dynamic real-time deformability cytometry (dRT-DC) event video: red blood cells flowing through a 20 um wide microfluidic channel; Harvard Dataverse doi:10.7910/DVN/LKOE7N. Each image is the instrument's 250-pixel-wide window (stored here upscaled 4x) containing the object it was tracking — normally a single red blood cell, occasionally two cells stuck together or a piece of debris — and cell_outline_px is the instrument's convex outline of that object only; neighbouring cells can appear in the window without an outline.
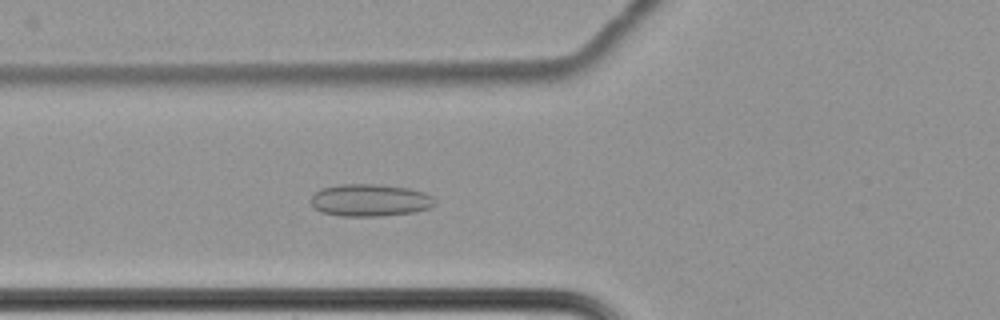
{"species": "common noctule bat (a hibernating species)", "species_latin": "Nyctalus noctula", "temperature_condition": "cold", "stored_images_in_passage": 63, "camera_frame_rate_fps": 3000, "um_per_image_px": 0.085, "animal": {"sex": "female", "body_mass_g": 22.7, "forearm_length_mm": 54.2}, "frame": {"image": 1, "passage_image": 26, "time_ms": 8.333, "image_size_px": [1000, 320], "cell_outline_px": [[436, 204], [432, 208], [412, 212], [380, 216], [340, 216], [320, 212], [312, 208], [312, 196], [320, 188], [340, 184], [380, 184], [408, 188], [424, 192], [432, 196], [436, 200]], "centroid_in_image_um": [31.45, 17.02], "position_along_channel_um": 94.3, "area_um2": 23.58}}
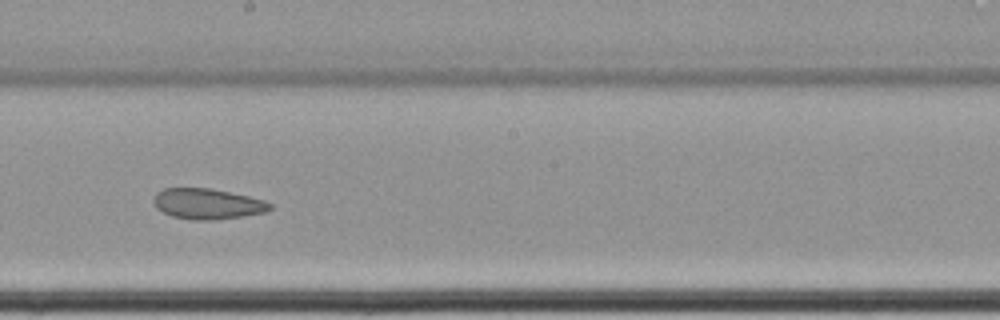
{"frame": {"image": 2, "passage_image": 38, "time_ms": 12.333, "image_size_px": [1000, 320], "cell_outline_px": [[272, 208], [264, 212], [240, 216], [212, 220], [192, 220], [172, 216], [156, 208], [152, 200], [156, 192], [164, 188], [208, 188], [248, 196], [264, 200], [272, 204]], "centroid_in_image_um": [17.59, 17.32], "position_along_channel_um": 230.6, "area_um2": 20.58}}
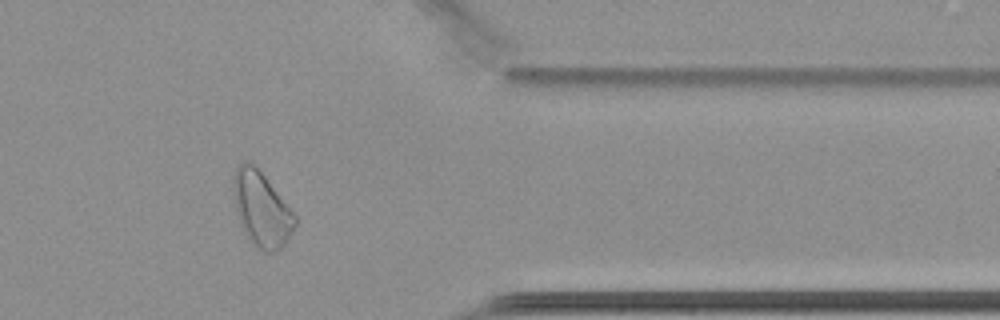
{"frame": {"image": 3, "passage_image": 53, "time_ms": 17.333, "image_size_px": [1000, 320], "cell_outline_px": [[296, 224], [284, 244], [276, 252], [264, 252], [252, 244], [248, 240], [244, 232], [236, 208], [232, 184], [236, 168], [244, 160], [252, 160], [296, 216]], "centroid_in_image_um": [22.21, 17.76], "position_along_channel_um": 389.2, "area_um2": 26.59}}